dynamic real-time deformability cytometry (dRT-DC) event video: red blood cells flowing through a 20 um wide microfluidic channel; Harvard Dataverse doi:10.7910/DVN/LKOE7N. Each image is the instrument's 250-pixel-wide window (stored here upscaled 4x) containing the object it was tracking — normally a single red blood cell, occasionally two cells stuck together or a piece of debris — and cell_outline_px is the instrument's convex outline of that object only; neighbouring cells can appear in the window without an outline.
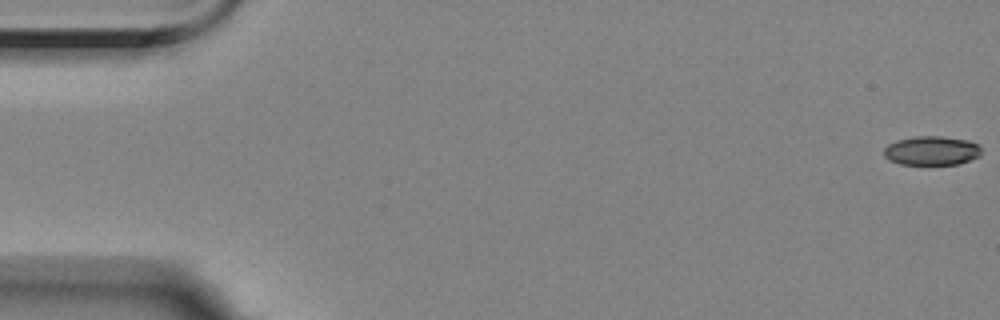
{"species": "Egyptian fruit bat (a non-hibernating species)", "species_latin": "Rousettus aegyptiacus", "temperature_condition": "room temperature", "stored_images_in_passage": 8, "camera_frame_rate_fps": 3000, "um_per_image_px": 0.085, "animal": {"sex": "female"}, "frame": {"image": 1, "passage_image": 1, "time_ms": 0.0, "image_size_px": [1000, 320], "cell_outline_px": [[980, 156], [960, 164], [900, 164], [888, 160], [884, 156], [884, 148], [888, 144], [896, 140], [916, 136], [940, 136], [968, 140], [976, 144], [980, 148]], "centroid_in_image_um": [79.16, 12.81], "position_along_channel_um": 5.8, "area_um2": 16.53}}